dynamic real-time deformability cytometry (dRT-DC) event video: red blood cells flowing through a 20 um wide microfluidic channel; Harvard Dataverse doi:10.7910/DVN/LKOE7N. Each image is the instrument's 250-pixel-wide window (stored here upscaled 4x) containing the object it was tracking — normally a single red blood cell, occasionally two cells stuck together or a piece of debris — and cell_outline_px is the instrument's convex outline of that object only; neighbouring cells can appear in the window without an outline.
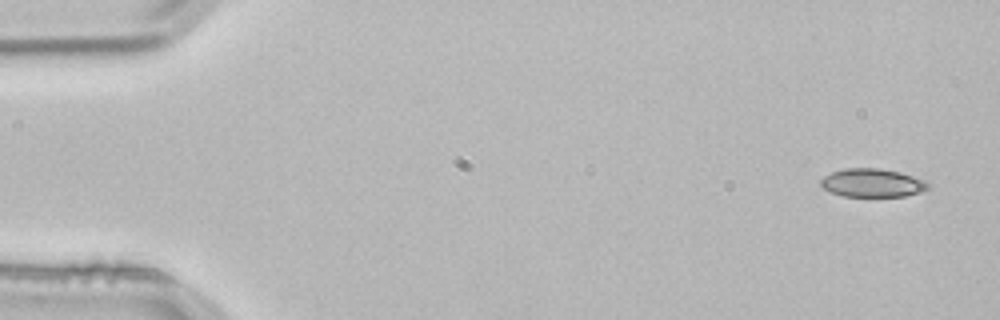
{"species": "common noctule bat (a hibernating species)", "species_latin": "Nyctalus noctula", "temperature_condition": "room temperature", "stored_images_in_passage": 4, "camera_frame_rate_fps": 3000, "um_per_image_px": 0.085, "animal": {"sex": "male", "body_mass_g": 21.5, "forearm_length_mm": 52.0}, "frame": {"image": 1, "passage_image": 1, "time_ms": 0.0, "image_size_px": [1000, 320], "cell_outline_px": [[928, 188], [920, 192], [904, 196], [840, 196], [828, 192], [820, 188], [820, 180], [824, 176], [832, 172], [844, 168], [880, 168], [900, 172], [924, 180], [928, 184]], "centroid_in_image_um": [74.07, 15.55], "position_along_channel_um": 10.9, "area_um2": 17.86}}
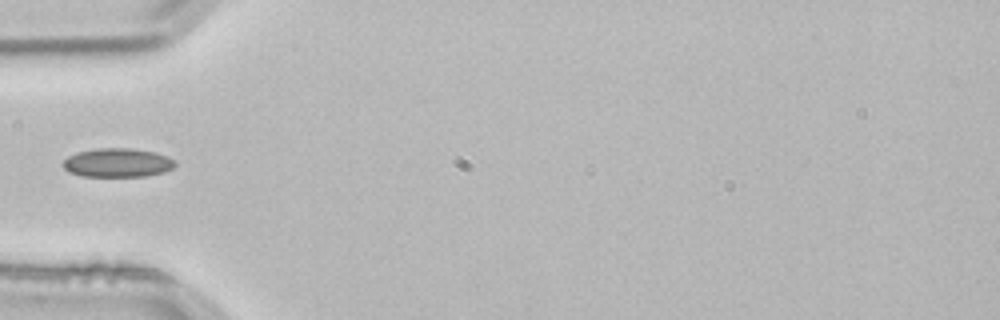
{"frame": {"image": 2, "passage_image": 4, "time_ms": 1.0, "image_size_px": [1000, 320], "cell_outline_px": [[176, 164], [172, 168], [164, 172], [148, 176], [80, 176], [68, 172], [64, 168], [64, 160], [68, 156], [76, 152], [96, 148], [128, 148], [156, 152], [168, 156], [176, 160]], "centroid_in_image_um": [10.01, 13.83], "position_along_channel_um": 75.0, "area_um2": 19.02}}